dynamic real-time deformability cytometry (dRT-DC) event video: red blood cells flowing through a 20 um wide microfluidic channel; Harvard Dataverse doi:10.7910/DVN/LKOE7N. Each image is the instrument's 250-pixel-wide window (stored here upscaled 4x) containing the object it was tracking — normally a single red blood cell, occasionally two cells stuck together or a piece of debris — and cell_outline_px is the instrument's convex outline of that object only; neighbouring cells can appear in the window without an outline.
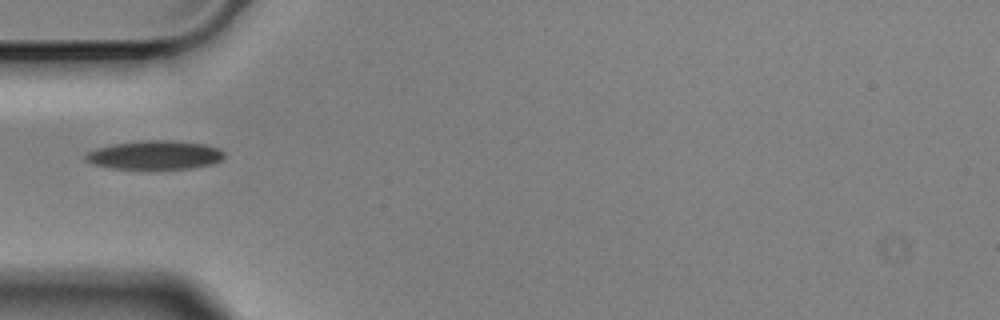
{"species": "Egyptian fruit bat (a non-hibernating species)", "species_latin": "Rousettus aegyptiacus", "temperature_condition": "cold", "stored_images_in_passage": 1, "camera_frame_rate_fps": 3000, "um_per_image_px": 0.085, "animal": {"sex": "male"}, "frame": {"image": 1, "passage_image": 1, "time_ms": 0.0, "image_size_px": [1000, 320], "cell_outline_px": [[224, 156], [220, 160], [212, 164], [196, 168], [148, 172], [112, 168], [92, 164], [84, 160], [84, 156], [88, 152], [96, 148], [112, 144], [140, 140], [172, 140], [204, 144], [220, 148], [224, 152]], "centroid_in_image_um": [13.15, 13.22], "position_along_channel_um": 71.9, "area_um2": 24.51}}